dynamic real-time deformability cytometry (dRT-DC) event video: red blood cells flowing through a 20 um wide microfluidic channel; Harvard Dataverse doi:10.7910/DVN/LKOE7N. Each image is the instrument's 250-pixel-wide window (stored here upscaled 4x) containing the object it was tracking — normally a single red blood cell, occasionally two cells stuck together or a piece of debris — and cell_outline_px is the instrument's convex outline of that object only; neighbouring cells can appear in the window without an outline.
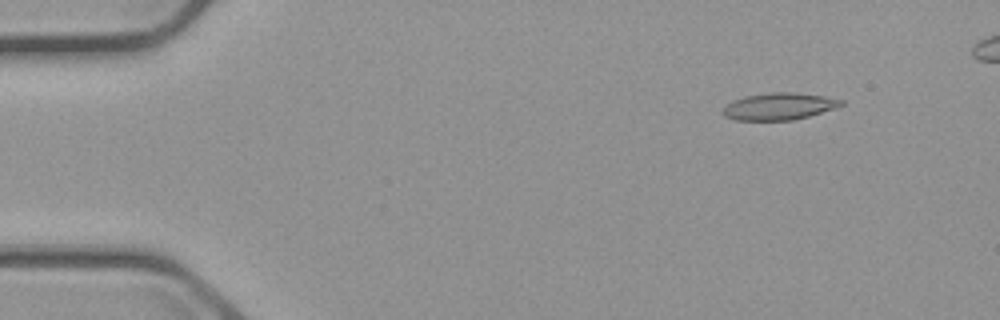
{"species": "common noctule bat (a hibernating species)", "species_latin": "Nyctalus noctula", "temperature_condition": "cold", "stored_images_in_passage": 5, "camera_frame_rate_fps": 3000, "um_per_image_px": 0.085, "animal": {"sex": "male", "body_mass_g": 23.1, "forearm_length_mm": 52.7}, "frame": {"image": 1, "passage_image": 5, "time_ms": 5.333, "image_size_px": [1000, 320], "cell_outline_px": [[844, 104], [808, 116], [792, 120], [736, 120], [724, 116], [724, 108], [732, 100], [744, 96], [772, 92], [792, 92], [824, 96], [844, 100]], "centroid_in_image_um": [66.2, 9.03], "position_along_channel_um": 18.8, "area_um2": 18.32}}